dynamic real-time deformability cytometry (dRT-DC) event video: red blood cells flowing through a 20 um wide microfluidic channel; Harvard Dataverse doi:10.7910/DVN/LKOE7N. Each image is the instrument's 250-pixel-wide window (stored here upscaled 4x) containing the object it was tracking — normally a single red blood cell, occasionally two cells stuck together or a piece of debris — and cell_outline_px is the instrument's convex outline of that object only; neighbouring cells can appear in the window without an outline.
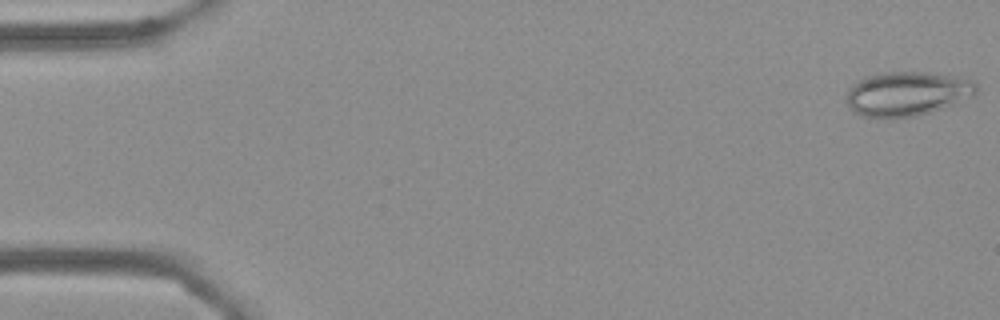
{"species": "Egyptian fruit bat (a non-hibernating species)", "species_latin": "Rousettus aegyptiacus", "temperature_condition": "cold", "stored_images_in_passage": 55, "camera_frame_rate_fps": 3000, "um_per_image_px": 0.085, "frame": {"image": 1, "passage_image": 1, "time_ms": 0.0, "image_size_px": [1000, 320], "cell_outline_px": [[976, 92], [940, 108], [928, 112], [912, 116], [860, 116], [848, 104], [848, 88], [852, 84], [864, 76], [880, 72], [928, 72], [960, 76], [976, 80]], "centroid_in_image_um": [77.08, 7.9], "position_along_channel_um": 7.9, "area_um2": 32.77}}
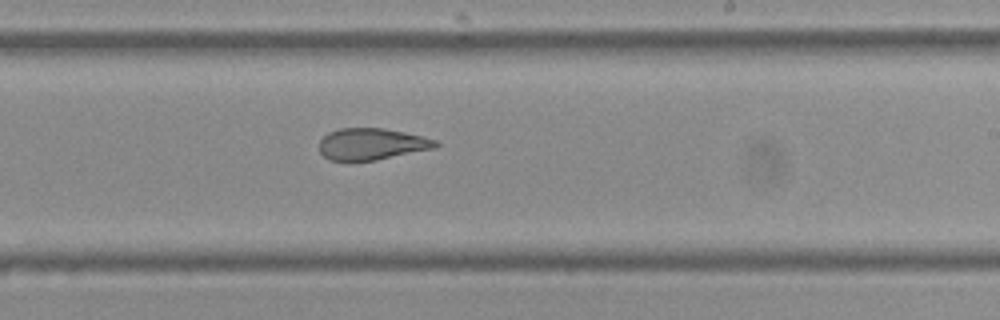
{"frame": {"image": 2, "passage_image": 33, "time_ms": 10.667, "image_size_px": [1000, 320], "cell_outline_px": [[440, 144], [436, 148], [376, 160], [328, 160], [320, 152], [320, 140], [328, 132], [340, 128], [384, 128], [404, 132], [436, 140]], "centroid_in_image_um": [31.6, 12.24], "position_along_channel_um": 257.4, "area_um2": 21.33}}
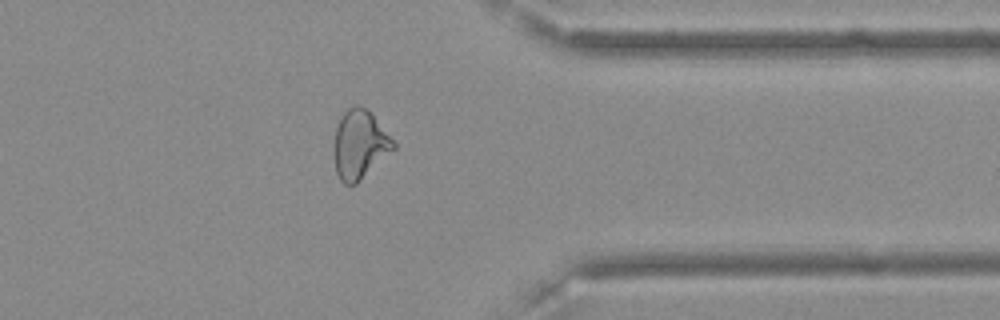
{"frame": {"image": 3, "passage_image": 44, "time_ms": 14.333, "image_size_px": [1000, 320], "cell_outline_px": [[396, 148], [356, 184], [344, 184], [340, 180], [336, 172], [332, 152], [336, 128], [344, 112], [348, 108], [356, 104], [360, 104], [372, 112], [396, 144]], "centroid_in_image_um": [30.56, 12.28], "position_along_channel_um": 380.8, "area_um2": 24.1}, "authors_computed_cell_mechanics": {"area_um2": 25.0274, "velocity_mm_per_s": 3.6255, "shape_relaxation_time_tau1_ms": null, "shape_relaxation_time_tau2_ms": 2.8839, "deformation_change_tau1": null, "deformation_change_tau2": 0.1012}}